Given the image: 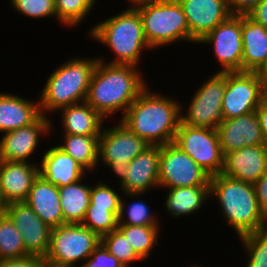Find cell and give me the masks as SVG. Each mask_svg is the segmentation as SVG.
I'll use <instances>...</instances> for the list:
<instances>
[{
    "instance_id": "6da1fadb",
    "label": "cell",
    "mask_w": 267,
    "mask_h": 267,
    "mask_svg": "<svg viewBox=\"0 0 267 267\" xmlns=\"http://www.w3.org/2000/svg\"><path fill=\"white\" fill-rule=\"evenodd\" d=\"M139 67L129 64H109L98 60L93 71L86 102L104 119L129 106L148 86Z\"/></svg>"
},
{
    "instance_id": "7a4b0ae2",
    "label": "cell",
    "mask_w": 267,
    "mask_h": 267,
    "mask_svg": "<svg viewBox=\"0 0 267 267\" xmlns=\"http://www.w3.org/2000/svg\"><path fill=\"white\" fill-rule=\"evenodd\" d=\"M181 104L147 86L120 121L149 145L173 143L181 121Z\"/></svg>"
},
{
    "instance_id": "3957f363",
    "label": "cell",
    "mask_w": 267,
    "mask_h": 267,
    "mask_svg": "<svg viewBox=\"0 0 267 267\" xmlns=\"http://www.w3.org/2000/svg\"><path fill=\"white\" fill-rule=\"evenodd\" d=\"M218 200L225 221L236 236L267 229V215L260 208L254 185L224 174L210 179V198Z\"/></svg>"
},
{
    "instance_id": "277c9868",
    "label": "cell",
    "mask_w": 267,
    "mask_h": 267,
    "mask_svg": "<svg viewBox=\"0 0 267 267\" xmlns=\"http://www.w3.org/2000/svg\"><path fill=\"white\" fill-rule=\"evenodd\" d=\"M97 62L98 57L76 56L56 67L39 96L41 114L49 117L62 108L85 102Z\"/></svg>"
},
{
    "instance_id": "5b68a950",
    "label": "cell",
    "mask_w": 267,
    "mask_h": 267,
    "mask_svg": "<svg viewBox=\"0 0 267 267\" xmlns=\"http://www.w3.org/2000/svg\"><path fill=\"white\" fill-rule=\"evenodd\" d=\"M88 33L93 41L102 43L115 53L111 62H106L103 56L98 58L105 63L138 67L143 49L152 50L145 38L142 20L136 9L127 7L124 11L95 24Z\"/></svg>"
},
{
    "instance_id": "8992f818",
    "label": "cell",
    "mask_w": 267,
    "mask_h": 267,
    "mask_svg": "<svg viewBox=\"0 0 267 267\" xmlns=\"http://www.w3.org/2000/svg\"><path fill=\"white\" fill-rule=\"evenodd\" d=\"M142 20L145 38L152 49L178 41L198 44L190 35L184 11L177 0L136 9Z\"/></svg>"
},
{
    "instance_id": "52a82bcc",
    "label": "cell",
    "mask_w": 267,
    "mask_h": 267,
    "mask_svg": "<svg viewBox=\"0 0 267 267\" xmlns=\"http://www.w3.org/2000/svg\"><path fill=\"white\" fill-rule=\"evenodd\" d=\"M100 242L101 238L81 223H65L52 228L48 253L44 259L46 264L81 267Z\"/></svg>"
},
{
    "instance_id": "ba28073f",
    "label": "cell",
    "mask_w": 267,
    "mask_h": 267,
    "mask_svg": "<svg viewBox=\"0 0 267 267\" xmlns=\"http://www.w3.org/2000/svg\"><path fill=\"white\" fill-rule=\"evenodd\" d=\"M211 76V77H210ZM195 91L187 112L181 105V122L192 127L217 129L222 118V100L226 89V72L210 75Z\"/></svg>"
},
{
    "instance_id": "9c48e42d",
    "label": "cell",
    "mask_w": 267,
    "mask_h": 267,
    "mask_svg": "<svg viewBox=\"0 0 267 267\" xmlns=\"http://www.w3.org/2000/svg\"><path fill=\"white\" fill-rule=\"evenodd\" d=\"M173 143L210 176L222 173L224 155L217 129L192 127L180 121Z\"/></svg>"
},
{
    "instance_id": "30bf717a",
    "label": "cell",
    "mask_w": 267,
    "mask_h": 267,
    "mask_svg": "<svg viewBox=\"0 0 267 267\" xmlns=\"http://www.w3.org/2000/svg\"><path fill=\"white\" fill-rule=\"evenodd\" d=\"M118 124V125H117ZM114 126L103 127L99 136L98 163L103 162L112 174L119 176L149 144L120 120Z\"/></svg>"
},
{
    "instance_id": "8fae6325",
    "label": "cell",
    "mask_w": 267,
    "mask_h": 267,
    "mask_svg": "<svg viewBox=\"0 0 267 267\" xmlns=\"http://www.w3.org/2000/svg\"><path fill=\"white\" fill-rule=\"evenodd\" d=\"M211 176L176 144L161 146L159 188L210 185Z\"/></svg>"
},
{
    "instance_id": "7c38bea8",
    "label": "cell",
    "mask_w": 267,
    "mask_h": 267,
    "mask_svg": "<svg viewBox=\"0 0 267 267\" xmlns=\"http://www.w3.org/2000/svg\"><path fill=\"white\" fill-rule=\"evenodd\" d=\"M264 98L256 72H226L222 118L232 119L255 112Z\"/></svg>"
},
{
    "instance_id": "4fadbf2b",
    "label": "cell",
    "mask_w": 267,
    "mask_h": 267,
    "mask_svg": "<svg viewBox=\"0 0 267 267\" xmlns=\"http://www.w3.org/2000/svg\"><path fill=\"white\" fill-rule=\"evenodd\" d=\"M198 43L213 46V54L222 67L219 72L242 71V15L232 14Z\"/></svg>"
},
{
    "instance_id": "5bb4252c",
    "label": "cell",
    "mask_w": 267,
    "mask_h": 267,
    "mask_svg": "<svg viewBox=\"0 0 267 267\" xmlns=\"http://www.w3.org/2000/svg\"><path fill=\"white\" fill-rule=\"evenodd\" d=\"M161 145H149L131 160L119 174L120 190L126 197H142L149 189H159V159Z\"/></svg>"
},
{
    "instance_id": "9a60e30c",
    "label": "cell",
    "mask_w": 267,
    "mask_h": 267,
    "mask_svg": "<svg viewBox=\"0 0 267 267\" xmlns=\"http://www.w3.org/2000/svg\"><path fill=\"white\" fill-rule=\"evenodd\" d=\"M6 215L20 232L26 252L29 255L45 258L52 228L45 224L25 202L9 203Z\"/></svg>"
},
{
    "instance_id": "2e32d148",
    "label": "cell",
    "mask_w": 267,
    "mask_h": 267,
    "mask_svg": "<svg viewBox=\"0 0 267 267\" xmlns=\"http://www.w3.org/2000/svg\"><path fill=\"white\" fill-rule=\"evenodd\" d=\"M52 129L51 119L41 115L28 126L4 133L0 139V160L36 163L29 158L36 152L40 138Z\"/></svg>"
},
{
    "instance_id": "e0dca14e",
    "label": "cell",
    "mask_w": 267,
    "mask_h": 267,
    "mask_svg": "<svg viewBox=\"0 0 267 267\" xmlns=\"http://www.w3.org/2000/svg\"><path fill=\"white\" fill-rule=\"evenodd\" d=\"M181 5L191 37L198 43L232 13L227 0H177Z\"/></svg>"
},
{
    "instance_id": "ac0fdd59",
    "label": "cell",
    "mask_w": 267,
    "mask_h": 267,
    "mask_svg": "<svg viewBox=\"0 0 267 267\" xmlns=\"http://www.w3.org/2000/svg\"><path fill=\"white\" fill-rule=\"evenodd\" d=\"M217 132L224 156L246 146L266 145L256 111L232 119H223L217 127Z\"/></svg>"
},
{
    "instance_id": "d6986e66",
    "label": "cell",
    "mask_w": 267,
    "mask_h": 267,
    "mask_svg": "<svg viewBox=\"0 0 267 267\" xmlns=\"http://www.w3.org/2000/svg\"><path fill=\"white\" fill-rule=\"evenodd\" d=\"M267 172V145L246 146L224 156L222 174L254 184Z\"/></svg>"
},
{
    "instance_id": "ffe728a7",
    "label": "cell",
    "mask_w": 267,
    "mask_h": 267,
    "mask_svg": "<svg viewBox=\"0 0 267 267\" xmlns=\"http://www.w3.org/2000/svg\"><path fill=\"white\" fill-rule=\"evenodd\" d=\"M39 176V162L0 160V186L8 203L24 202Z\"/></svg>"
},
{
    "instance_id": "44dd1931",
    "label": "cell",
    "mask_w": 267,
    "mask_h": 267,
    "mask_svg": "<svg viewBox=\"0 0 267 267\" xmlns=\"http://www.w3.org/2000/svg\"><path fill=\"white\" fill-rule=\"evenodd\" d=\"M41 157L39 175L58 188L76 183L87 175L88 171L56 144Z\"/></svg>"
},
{
    "instance_id": "7402d4cb",
    "label": "cell",
    "mask_w": 267,
    "mask_h": 267,
    "mask_svg": "<svg viewBox=\"0 0 267 267\" xmlns=\"http://www.w3.org/2000/svg\"><path fill=\"white\" fill-rule=\"evenodd\" d=\"M51 228L63 225L58 187L39 175L24 201Z\"/></svg>"
},
{
    "instance_id": "603a6c76",
    "label": "cell",
    "mask_w": 267,
    "mask_h": 267,
    "mask_svg": "<svg viewBox=\"0 0 267 267\" xmlns=\"http://www.w3.org/2000/svg\"><path fill=\"white\" fill-rule=\"evenodd\" d=\"M36 101L12 93H0V132L3 134L34 123L40 116Z\"/></svg>"
},
{
    "instance_id": "cb8c5ba5",
    "label": "cell",
    "mask_w": 267,
    "mask_h": 267,
    "mask_svg": "<svg viewBox=\"0 0 267 267\" xmlns=\"http://www.w3.org/2000/svg\"><path fill=\"white\" fill-rule=\"evenodd\" d=\"M242 71L256 72L267 60V29L242 15Z\"/></svg>"
},
{
    "instance_id": "d4e9b609",
    "label": "cell",
    "mask_w": 267,
    "mask_h": 267,
    "mask_svg": "<svg viewBox=\"0 0 267 267\" xmlns=\"http://www.w3.org/2000/svg\"><path fill=\"white\" fill-rule=\"evenodd\" d=\"M64 134L101 135L105 119L86 101L60 109Z\"/></svg>"
},
{
    "instance_id": "484cf974",
    "label": "cell",
    "mask_w": 267,
    "mask_h": 267,
    "mask_svg": "<svg viewBox=\"0 0 267 267\" xmlns=\"http://www.w3.org/2000/svg\"><path fill=\"white\" fill-rule=\"evenodd\" d=\"M166 191L164 207L168 215L175 218L195 214L210 199V185L176 187Z\"/></svg>"
},
{
    "instance_id": "4316f807",
    "label": "cell",
    "mask_w": 267,
    "mask_h": 267,
    "mask_svg": "<svg viewBox=\"0 0 267 267\" xmlns=\"http://www.w3.org/2000/svg\"><path fill=\"white\" fill-rule=\"evenodd\" d=\"M82 180L58 188L64 223H82L90 205L91 185Z\"/></svg>"
},
{
    "instance_id": "83f0119b",
    "label": "cell",
    "mask_w": 267,
    "mask_h": 267,
    "mask_svg": "<svg viewBox=\"0 0 267 267\" xmlns=\"http://www.w3.org/2000/svg\"><path fill=\"white\" fill-rule=\"evenodd\" d=\"M99 136L63 134L64 143H59L57 146L82 165L88 173L96 172L100 164L98 163Z\"/></svg>"
},
{
    "instance_id": "f1b7e54d",
    "label": "cell",
    "mask_w": 267,
    "mask_h": 267,
    "mask_svg": "<svg viewBox=\"0 0 267 267\" xmlns=\"http://www.w3.org/2000/svg\"><path fill=\"white\" fill-rule=\"evenodd\" d=\"M118 229L125 235L133 250L143 262L147 261L153 248L159 245L158 238L160 237V225H118Z\"/></svg>"
},
{
    "instance_id": "f546056e",
    "label": "cell",
    "mask_w": 267,
    "mask_h": 267,
    "mask_svg": "<svg viewBox=\"0 0 267 267\" xmlns=\"http://www.w3.org/2000/svg\"><path fill=\"white\" fill-rule=\"evenodd\" d=\"M124 198V200L122 199ZM118 215V225L148 226L160 225L158 215L150 211V207L144 200H133L126 205L125 197L122 196ZM127 216V217H126ZM126 217V218H125Z\"/></svg>"
},
{
    "instance_id": "4dcf8cb0",
    "label": "cell",
    "mask_w": 267,
    "mask_h": 267,
    "mask_svg": "<svg viewBox=\"0 0 267 267\" xmlns=\"http://www.w3.org/2000/svg\"><path fill=\"white\" fill-rule=\"evenodd\" d=\"M29 255L15 224L7 215L0 217V260Z\"/></svg>"
},
{
    "instance_id": "1f68e13d",
    "label": "cell",
    "mask_w": 267,
    "mask_h": 267,
    "mask_svg": "<svg viewBox=\"0 0 267 267\" xmlns=\"http://www.w3.org/2000/svg\"><path fill=\"white\" fill-rule=\"evenodd\" d=\"M97 0H55L57 20L63 26L73 27L80 25L87 19Z\"/></svg>"
},
{
    "instance_id": "d6a6232c",
    "label": "cell",
    "mask_w": 267,
    "mask_h": 267,
    "mask_svg": "<svg viewBox=\"0 0 267 267\" xmlns=\"http://www.w3.org/2000/svg\"><path fill=\"white\" fill-rule=\"evenodd\" d=\"M246 252V267H267V229L239 237Z\"/></svg>"
},
{
    "instance_id": "836d02e7",
    "label": "cell",
    "mask_w": 267,
    "mask_h": 267,
    "mask_svg": "<svg viewBox=\"0 0 267 267\" xmlns=\"http://www.w3.org/2000/svg\"><path fill=\"white\" fill-rule=\"evenodd\" d=\"M101 243L115 256L125 267L132 262L143 261L133 250L125 235L117 228L101 237Z\"/></svg>"
},
{
    "instance_id": "e575fe53",
    "label": "cell",
    "mask_w": 267,
    "mask_h": 267,
    "mask_svg": "<svg viewBox=\"0 0 267 267\" xmlns=\"http://www.w3.org/2000/svg\"><path fill=\"white\" fill-rule=\"evenodd\" d=\"M81 224L101 238L118 228V218L108 208L89 205Z\"/></svg>"
},
{
    "instance_id": "d590c367",
    "label": "cell",
    "mask_w": 267,
    "mask_h": 267,
    "mask_svg": "<svg viewBox=\"0 0 267 267\" xmlns=\"http://www.w3.org/2000/svg\"><path fill=\"white\" fill-rule=\"evenodd\" d=\"M122 196L116 192L110 185L99 181L91 186L90 205L95 207L108 208L117 218Z\"/></svg>"
},
{
    "instance_id": "8d00e7d4",
    "label": "cell",
    "mask_w": 267,
    "mask_h": 267,
    "mask_svg": "<svg viewBox=\"0 0 267 267\" xmlns=\"http://www.w3.org/2000/svg\"><path fill=\"white\" fill-rule=\"evenodd\" d=\"M13 10L30 18L56 17L54 0H10Z\"/></svg>"
},
{
    "instance_id": "74e56055",
    "label": "cell",
    "mask_w": 267,
    "mask_h": 267,
    "mask_svg": "<svg viewBox=\"0 0 267 267\" xmlns=\"http://www.w3.org/2000/svg\"><path fill=\"white\" fill-rule=\"evenodd\" d=\"M81 267H125L100 242Z\"/></svg>"
},
{
    "instance_id": "f35d334b",
    "label": "cell",
    "mask_w": 267,
    "mask_h": 267,
    "mask_svg": "<svg viewBox=\"0 0 267 267\" xmlns=\"http://www.w3.org/2000/svg\"><path fill=\"white\" fill-rule=\"evenodd\" d=\"M45 265L43 257L33 255L0 260V267H45Z\"/></svg>"
},
{
    "instance_id": "ab89813d",
    "label": "cell",
    "mask_w": 267,
    "mask_h": 267,
    "mask_svg": "<svg viewBox=\"0 0 267 267\" xmlns=\"http://www.w3.org/2000/svg\"><path fill=\"white\" fill-rule=\"evenodd\" d=\"M262 0H227L230 11L235 15H247Z\"/></svg>"
},
{
    "instance_id": "60d3db41",
    "label": "cell",
    "mask_w": 267,
    "mask_h": 267,
    "mask_svg": "<svg viewBox=\"0 0 267 267\" xmlns=\"http://www.w3.org/2000/svg\"><path fill=\"white\" fill-rule=\"evenodd\" d=\"M253 185L259 206L267 215V172H265Z\"/></svg>"
},
{
    "instance_id": "b9f144b4",
    "label": "cell",
    "mask_w": 267,
    "mask_h": 267,
    "mask_svg": "<svg viewBox=\"0 0 267 267\" xmlns=\"http://www.w3.org/2000/svg\"><path fill=\"white\" fill-rule=\"evenodd\" d=\"M247 16L267 29V0H262Z\"/></svg>"
},
{
    "instance_id": "7bdbcfd3",
    "label": "cell",
    "mask_w": 267,
    "mask_h": 267,
    "mask_svg": "<svg viewBox=\"0 0 267 267\" xmlns=\"http://www.w3.org/2000/svg\"><path fill=\"white\" fill-rule=\"evenodd\" d=\"M260 128L267 145V98H264L256 110Z\"/></svg>"
},
{
    "instance_id": "ee69618b",
    "label": "cell",
    "mask_w": 267,
    "mask_h": 267,
    "mask_svg": "<svg viewBox=\"0 0 267 267\" xmlns=\"http://www.w3.org/2000/svg\"><path fill=\"white\" fill-rule=\"evenodd\" d=\"M259 82L261 84L262 93L267 98V60L266 62L256 71Z\"/></svg>"
},
{
    "instance_id": "f6af8a7d",
    "label": "cell",
    "mask_w": 267,
    "mask_h": 267,
    "mask_svg": "<svg viewBox=\"0 0 267 267\" xmlns=\"http://www.w3.org/2000/svg\"><path fill=\"white\" fill-rule=\"evenodd\" d=\"M127 1L131 5V6L129 5L128 8L138 9L146 5L159 4V3L167 2L169 0H127Z\"/></svg>"
},
{
    "instance_id": "bcb514c9",
    "label": "cell",
    "mask_w": 267,
    "mask_h": 267,
    "mask_svg": "<svg viewBox=\"0 0 267 267\" xmlns=\"http://www.w3.org/2000/svg\"><path fill=\"white\" fill-rule=\"evenodd\" d=\"M8 204L9 203L5 200L3 193H2L1 186H0V217H3L6 215Z\"/></svg>"
},
{
    "instance_id": "7dc6e473",
    "label": "cell",
    "mask_w": 267,
    "mask_h": 267,
    "mask_svg": "<svg viewBox=\"0 0 267 267\" xmlns=\"http://www.w3.org/2000/svg\"><path fill=\"white\" fill-rule=\"evenodd\" d=\"M45 267H70V266H56V265L46 264Z\"/></svg>"
},
{
    "instance_id": "c3c4849f",
    "label": "cell",
    "mask_w": 267,
    "mask_h": 267,
    "mask_svg": "<svg viewBox=\"0 0 267 267\" xmlns=\"http://www.w3.org/2000/svg\"><path fill=\"white\" fill-rule=\"evenodd\" d=\"M190 267H202V266H200V265H199V266H198V265L195 266V265L193 264V265H191ZM203 267H204V266H203Z\"/></svg>"
}]
</instances>
